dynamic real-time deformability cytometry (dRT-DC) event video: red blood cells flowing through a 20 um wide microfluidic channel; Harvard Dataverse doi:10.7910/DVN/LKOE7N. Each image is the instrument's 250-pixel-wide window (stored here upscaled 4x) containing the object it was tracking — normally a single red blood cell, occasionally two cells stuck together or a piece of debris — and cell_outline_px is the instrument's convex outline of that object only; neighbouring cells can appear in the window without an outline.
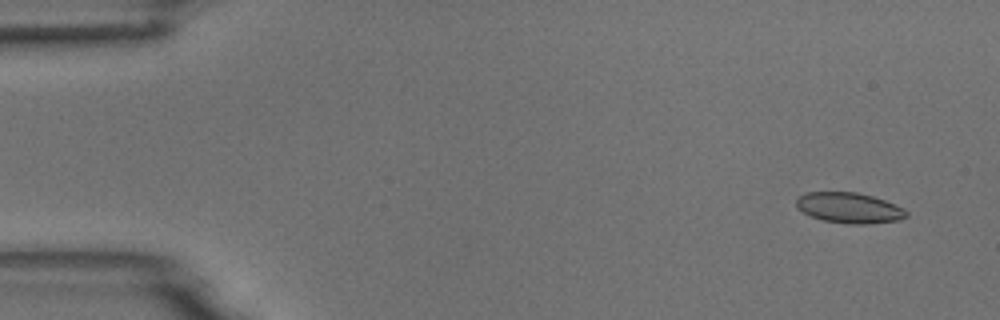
{"species": "common noctule bat (a hibernating species)", "species_latin": "Nyctalus noctula", "temperature_condition": "room temperature", "stored_images_in_passage": 5, "camera_frame_rate_fps": 3000, "um_per_image_px": 0.085, "animal": {"sex": "male", "body_mass_g": 18.8}, "frame": {"image": 1, "passage_image": 2, "time_ms": 0.333, "image_size_px": [1000, 320], "cell_outline_px": [[908, 216], [900, 220], [868, 224], [848, 224], [824, 220], [812, 216], [796, 208], [796, 200], [804, 192], [856, 192], [872, 196], [884, 200], [904, 208], [908, 212]], "centroid_in_image_um": [72.2, 17.67], "position_along_channel_um": 12.8, "area_um2": 19.59}}
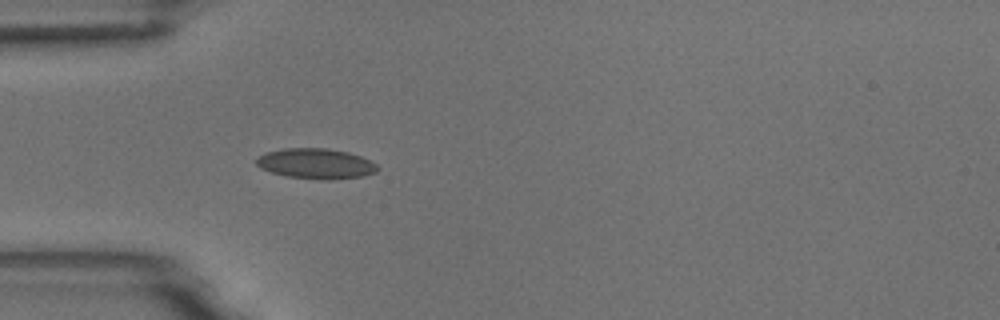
{"frame": {"image": 2, "passage_image": 5, "time_ms": 1.333, "image_size_px": [1000, 320], "cell_outline_px": [[380, 168], [376, 172], [364, 176], [328, 180], [320, 180], [288, 176], [272, 172], [260, 168], [256, 164], [256, 160], [260, 156], [268, 152], [284, 148], [328, 148], [348, 152], [360, 156], [376, 164]], "centroid_in_image_um": [26.88, 13.91], "position_along_channel_um": 58.1, "area_um2": 21.33}}